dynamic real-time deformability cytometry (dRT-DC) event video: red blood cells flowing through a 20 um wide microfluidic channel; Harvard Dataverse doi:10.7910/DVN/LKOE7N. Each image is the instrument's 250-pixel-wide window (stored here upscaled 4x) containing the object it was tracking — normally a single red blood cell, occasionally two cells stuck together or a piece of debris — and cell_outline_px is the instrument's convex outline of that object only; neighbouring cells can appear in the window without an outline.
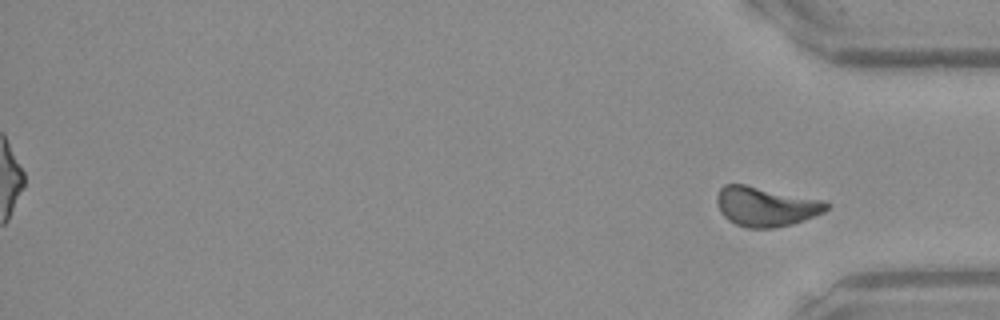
{"species": "Egyptian fruit bat (a non-hibernating species)", "species_latin": "Rousettus aegyptiacus", "temperature_condition": "warm", "stored_images_in_passage": 40, "segment_of_instrument_passage": [2, 2], "camera_frame_rate_fps": 3000, "um_per_image_px": 0.085, "frame": {"image": 1, "passage_image": 40, "time_ms": 13.0, "image_size_px": [1000, 320], "cell_outline_px": [[832, 204], [824, 212], [804, 220], [792, 224], [772, 228], [748, 228], [736, 224], [728, 220], [720, 212], [716, 200], [716, 196], [720, 188], [724, 184], [744, 184], [824, 200]], "centroid_in_image_um": [65.1, 17.55], "position_along_channel_um": 370.1, "area_um2": 25.37}}